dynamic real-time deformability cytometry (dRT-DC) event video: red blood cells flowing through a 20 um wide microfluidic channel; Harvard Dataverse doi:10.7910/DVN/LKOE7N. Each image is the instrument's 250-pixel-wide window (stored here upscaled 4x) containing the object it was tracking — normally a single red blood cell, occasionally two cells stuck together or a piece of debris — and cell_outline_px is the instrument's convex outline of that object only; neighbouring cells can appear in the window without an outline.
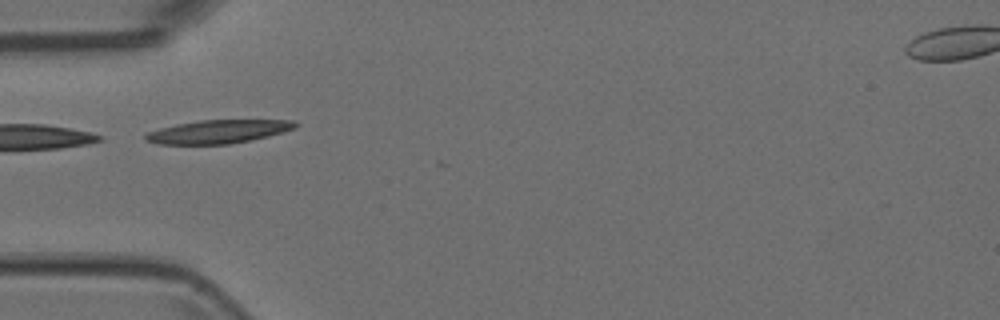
{"species": "Egyptian fruit bat (a non-hibernating species)", "species_latin": "Rousettus aegyptiacus", "temperature_condition": "room temperature", "stored_images_in_passage": 7, "camera_frame_rate_fps": 3000, "um_per_image_px": 0.085, "animal": {"sex": "female"}, "frame": {"image": 1, "passage_image": 5, "time_ms": 1.333, "image_size_px": [1000, 320], "cell_outline_px": [[300, 124], [296, 128], [284, 132], [268, 136], [228, 144], [160, 144], [144, 140], [144, 136], [148, 132], [160, 128], [176, 124], [200, 120], [296, 120]], "centroid_in_image_um": [18.58, 11.18], "position_along_channel_um": 66.4, "area_um2": 20.4}}
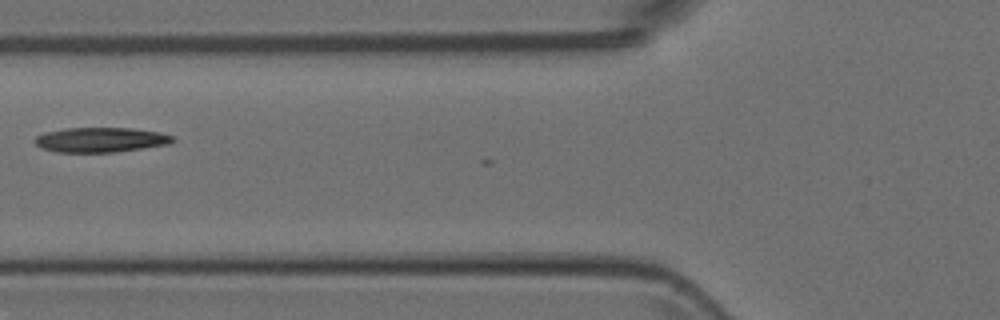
{"frame": {"image": 2, "passage_image": 6, "time_ms": 1.667, "image_size_px": [1000, 320], "cell_outline_px": [[176, 140], [168, 144], [116, 152], [56, 152], [40, 148], [36, 144], [36, 136], [44, 132], [68, 128], [132, 128], [160, 132], [172, 136]], "centroid_in_image_um": [8.55, 11.88], "position_along_channel_um": 117.2, "area_um2": 19.88}}
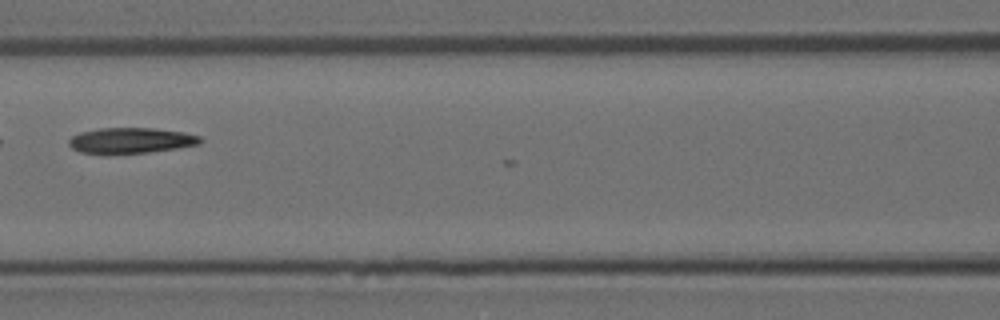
{"frame": {"image": 3, "passage_image": 7, "time_ms": 2.0, "image_size_px": [1000, 320], "cell_outline_px": [[204, 140], [200, 144], [176, 148], [148, 152], [108, 156], [80, 152], [72, 148], [68, 144], [68, 140], [72, 136], [80, 132], [100, 128], [156, 128], [184, 132], [200, 136]], "centroid_in_image_um": [11.09, 11.96], "position_along_channel_um": 155.5, "area_um2": 20.23}}